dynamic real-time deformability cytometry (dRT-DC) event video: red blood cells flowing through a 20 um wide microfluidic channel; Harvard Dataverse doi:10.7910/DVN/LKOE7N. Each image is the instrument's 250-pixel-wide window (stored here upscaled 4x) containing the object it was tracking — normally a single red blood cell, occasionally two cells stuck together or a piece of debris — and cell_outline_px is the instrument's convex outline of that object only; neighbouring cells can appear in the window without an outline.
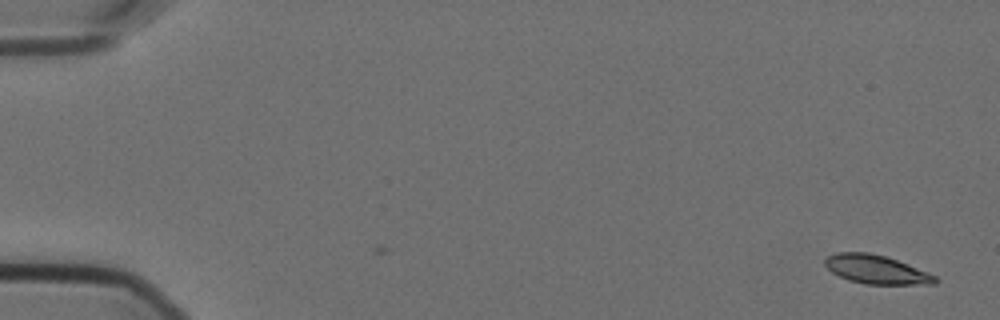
{"species": "Egyptian fruit bat (a non-hibernating species)", "species_latin": "Rousettus aegyptiacus", "temperature_condition": "cold", "stored_images_in_passage": 56, "camera_frame_rate_fps": 3000, "um_per_image_px": 0.085, "animal": {"sex": "female"}, "frame": {"image": 1, "passage_image": 1, "time_ms": 0.0, "image_size_px": [1000, 320], "cell_outline_px": [[940, 280], [936, 284], [864, 284], [848, 280], [832, 272], [824, 264], [824, 260], [828, 256], [836, 252], [868, 252], [884, 256], [896, 260], [936, 276]], "centroid_in_image_um": [74.46, 22.91], "position_along_channel_um": 10.5, "area_um2": 18.26}}
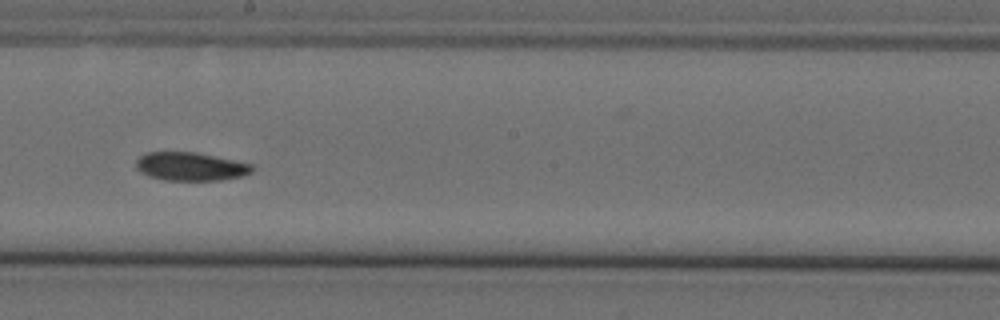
{"frame": {"image": 2, "passage_image": 32, "time_ms": 10.333, "image_size_px": [1000, 320], "cell_outline_px": [[256, 168], [252, 172], [240, 176], [220, 180], [164, 180], [148, 176], [140, 172], [136, 168], [136, 160], [140, 156], [148, 152], [196, 152], [252, 164]], "centroid_in_image_um": [16.19, 14.15], "position_along_channel_um": 232.0, "area_um2": 19.19}}
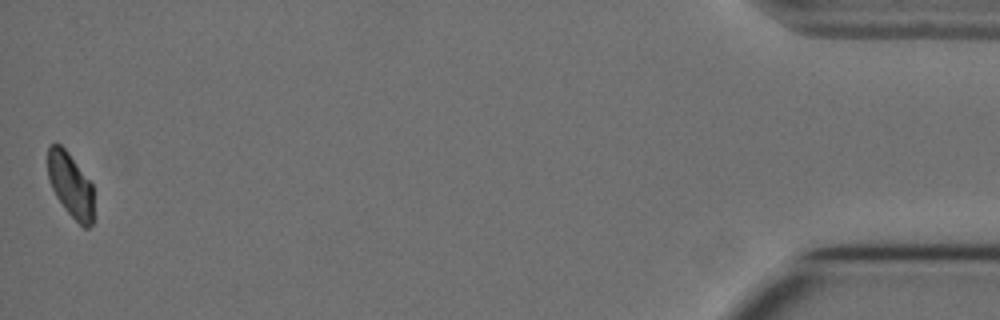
{"frame": {"image": 3, "passage_image": 56, "time_ms": 18.333, "image_size_px": [1000, 320], "cell_outline_px": [[92, 224], [88, 228], [84, 228], [64, 208], [56, 196], [52, 188], [48, 176], [48, 144], [60, 144], [68, 152], [92, 184]], "centroid_in_image_um": [5.98, 15.71], "position_along_channel_um": 429.2, "area_um2": 16.94}, "authors_computed_cell_mechanics": {"area_um2": 19.363, "velocity_mm_per_s": 3.5517, "shape_relaxation_time_tau1_ms": 7.4631, "shape_relaxation_time_tau2_ms": null, "deformation_change_tau1": 0.1611, "deformation_change_tau2": null}}